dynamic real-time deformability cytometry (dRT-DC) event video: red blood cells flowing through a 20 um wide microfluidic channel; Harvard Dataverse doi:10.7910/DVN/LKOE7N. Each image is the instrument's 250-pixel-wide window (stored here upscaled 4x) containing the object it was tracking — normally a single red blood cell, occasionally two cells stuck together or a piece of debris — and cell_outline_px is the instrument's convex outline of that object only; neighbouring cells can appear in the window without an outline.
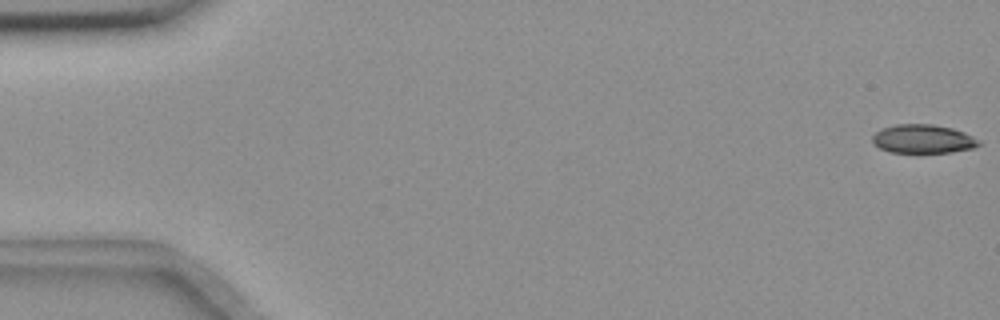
{"species": "common noctule bat (a hibernating species)", "species_latin": "Nyctalus noctula", "temperature_condition": "room temperature", "stored_images_in_passage": 50, "camera_frame_rate_fps": 3000, "um_per_image_px": 0.085, "animal": {"sex": "female", "body_mass_g": 18.4}, "frame": {"image": 1, "passage_image": 1, "time_ms": 0.0, "image_size_px": [1000, 320], "cell_outline_px": [[980, 144], [972, 148], [952, 152], [888, 152], [872, 144], [872, 136], [876, 132], [884, 128], [896, 124], [932, 124], [952, 128], [964, 132], [980, 140]], "centroid_in_image_um": [78.44, 11.81], "position_along_channel_um": 6.6, "area_um2": 17.74}}
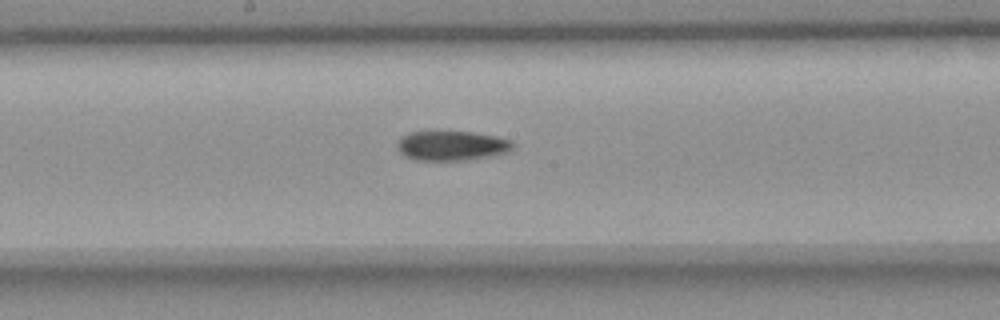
{"frame": {"image": 2, "passage_image": 30, "time_ms": 9.667, "image_size_px": [1000, 320], "cell_outline_px": [[516, 144], [508, 152], [488, 156], [464, 160], [416, 160], [400, 152], [396, 148], [396, 144], [400, 136], [408, 132], [472, 132], [496, 136], [512, 140]], "centroid_in_image_um": [38.39, 12.37], "position_along_channel_um": 209.8, "area_um2": 19.94}}
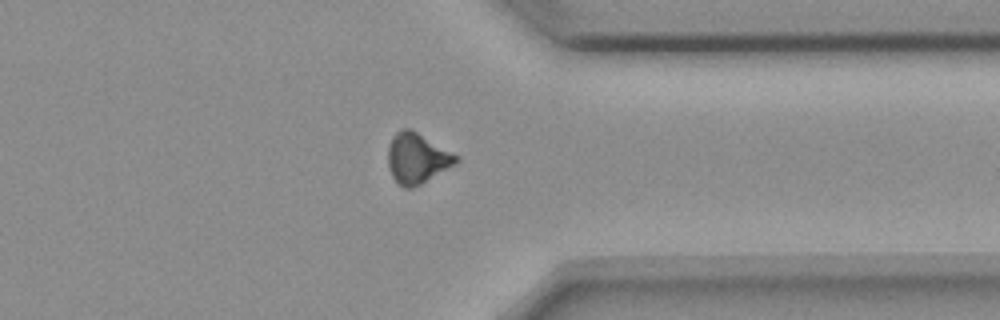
{"frame": {"image": 3, "passage_image": 44, "time_ms": 14.333, "image_size_px": [1000, 320], "cell_outline_px": [[460, 160], [456, 164], [420, 184], [412, 188], [404, 188], [392, 176], [388, 168], [388, 144], [392, 136], [400, 128], [412, 128], [460, 156]], "centroid_in_image_um": [35.46, 13.41], "position_along_channel_um": 375.9, "area_um2": 20.29}}